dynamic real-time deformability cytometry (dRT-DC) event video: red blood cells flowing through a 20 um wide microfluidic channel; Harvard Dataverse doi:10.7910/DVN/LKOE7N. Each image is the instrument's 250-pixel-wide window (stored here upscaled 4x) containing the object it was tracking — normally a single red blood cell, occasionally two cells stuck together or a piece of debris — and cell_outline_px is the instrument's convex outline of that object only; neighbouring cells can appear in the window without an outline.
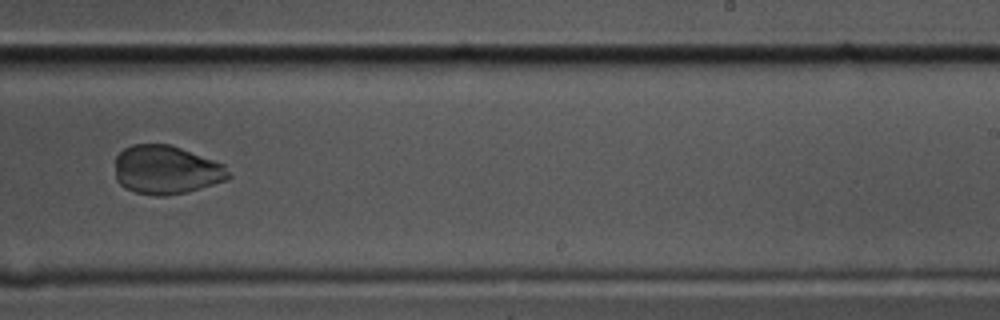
{"species": "common noctule bat (a hibernating species)", "species_latin": "Nyctalus noctula", "temperature_condition": "cold", "stored_images_in_passage": 9, "camera_frame_rate_fps": 3000, "um_per_image_px": 0.085, "animal": {"sex": "male", "body_mass_g": 17.5, "forearm_length_mm": 52.3}, "frame": {"image": 1, "passage_image": 8, "time_ms": 2.333, "image_size_px": [1000, 320], "cell_outline_px": [[232, 176], [228, 180], [188, 192], [168, 196], [156, 196], [136, 192], [124, 188], [116, 180], [116, 156], [124, 148], [132, 144], [172, 144], [224, 164]], "centroid_in_image_um": [14.15, 14.44], "position_along_channel_um": 274.8, "area_um2": 32.54}}
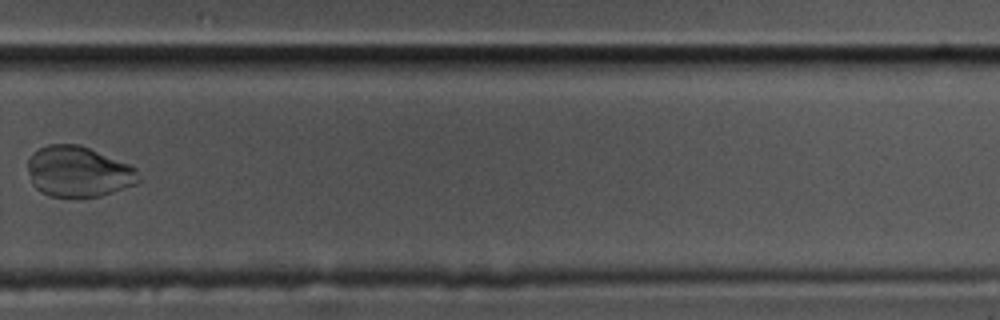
{"frame": {"image": 2, "passage_image": 9, "time_ms": 2.667, "image_size_px": [1000, 320], "cell_outline_px": [[144, 180], [136, 184], [100, 196], [76, 200], [48, 196], [40, 192], [32, 184], [28, 172], [28, 160], [32, 152], [48, 144], [80, 144], [128, 164], [136, 168]], "centroid_in_image_um": [6.66, 14.63], "position_along_channel_um": 323.1, "area_um2": 33.58}}